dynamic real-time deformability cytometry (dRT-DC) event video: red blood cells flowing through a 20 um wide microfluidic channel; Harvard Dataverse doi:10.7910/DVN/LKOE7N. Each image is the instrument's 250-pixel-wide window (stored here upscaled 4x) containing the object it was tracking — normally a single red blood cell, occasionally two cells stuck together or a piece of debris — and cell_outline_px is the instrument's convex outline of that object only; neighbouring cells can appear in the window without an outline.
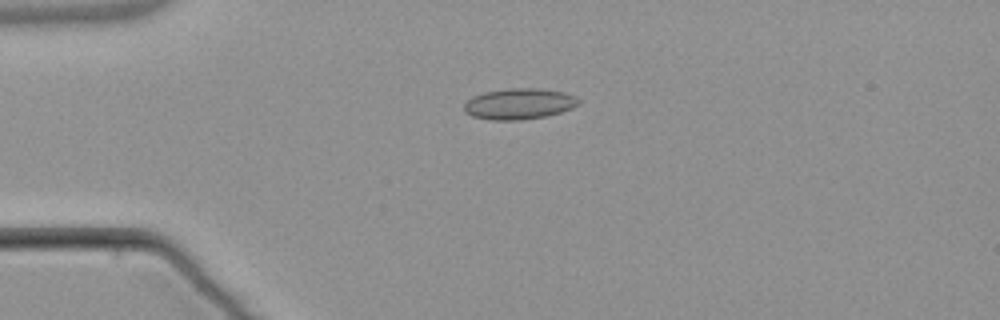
{"species": "common noctule bat (a hibernating species)", "species_latin": "Nyctalus noctula", "temperature_condition": "warm", "stored_images_in_passage": 6, "camera_frame_rate_fps": 3000, "um_per_image_px": 0.085, "animal": {"sex": "male", "body_mass_g": 21.5, "forearm_length_mm": 52.0}, "frame": {"image": 1, "passage_image": 3, "time_ms": 2.333, "image_size_px": [1000, 320], "cell_outline_px": [[580, 104], [572, 108], [548, 116], [520, 120], [492, 120], [472, 116], [464, 112], [464, 104], [472, 96], [484, 92], [508, 88], [536, 88], [564, 92], [576, 96], [580, 100]], "centroid_in_image_um": [44.13, 8.82], "position_along_channel_um": 40.9, "area_um2": 20.81}}
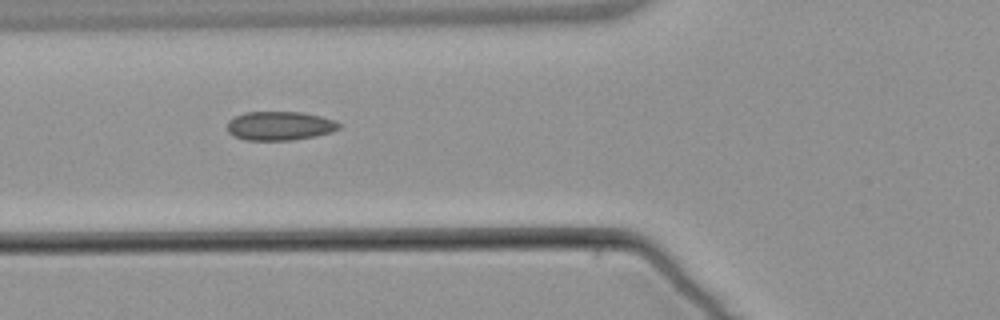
{"frame": {"image": 2, "passage_image": 5, "time_ms": 4.667, "image_size_px": [1000, 320], "cell_outline_px": [[340, 128], [316, 136], [292, 140], [244, 140], [228, 132], [228, 120], [244, 112], [304, 112], [336, 120], [340, 124]], "centroid_in_image_um": [23.78, 10.69], "position_along_channel_um": 102.0, "area_um2": 18.79}}